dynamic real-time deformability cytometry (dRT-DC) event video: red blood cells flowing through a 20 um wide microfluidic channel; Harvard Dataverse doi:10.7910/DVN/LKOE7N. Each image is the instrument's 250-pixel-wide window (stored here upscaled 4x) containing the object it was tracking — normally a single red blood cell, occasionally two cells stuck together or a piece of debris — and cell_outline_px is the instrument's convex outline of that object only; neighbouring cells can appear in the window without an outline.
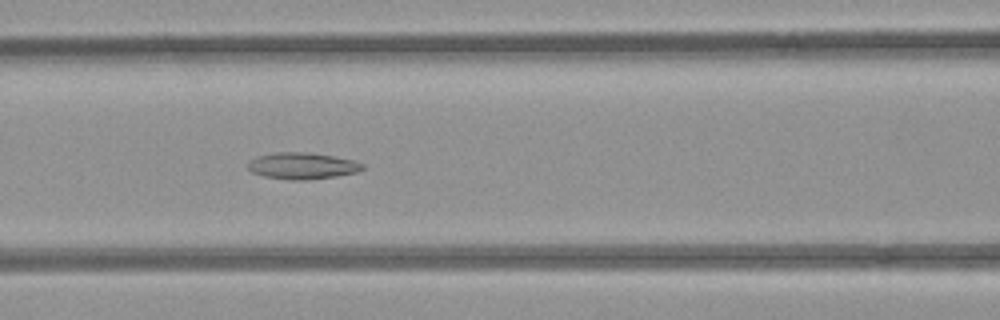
{"species": "common noctule bat (a hibernating species)", "species_latin": "Nyctalus noctula", "temperature_condition": "room temperature", "stored_images_in_passage": 40, "camera_frame_rate_fps": 3000, "um_per_image_px": 0.085, "animal": {"sex": "female", "body_mass_g": 21.9}, "frame": {"image": 1, "passage_image": 10, "time_ms": 3.0, "image_size_px": [1000, 320], "cell_outline_px": [[364, 168], [356, 172], [336, 176], [308, 180], [292, 180], [264, 176], [252, 172], [248, 168], [248, 164], [256, 156], [276, 152], [304, 152], [332, 156], [356, 160], [364, 164]], "centroid_in_image_um": [25.71, 14.09], "position_along_channel_um": 140.9, "area_um2": 17.63}}
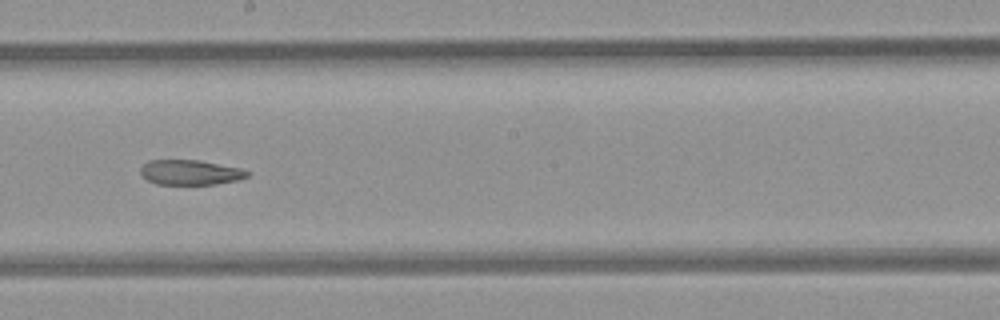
{"frame": {"image": 2, "passage_image": 17, "time_ms": 5.333, "image_size_px": [1000, 320], "cell_outline_px": [[252, 172], [248, 176], [240, 180], [216, 184], [156, 184], [140, 176], [140, 168], [148, 160], [196, 160], [240, 168]], "centroid_in_image_um": [16.17, 14.66], "position_along_channel_um": 232.0, "area_um2": 15.61}}
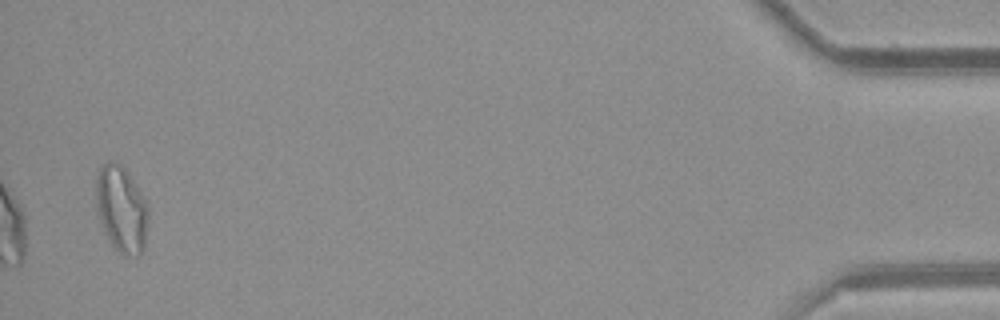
{"frame": {"image": 3, "passage_image": 39, "time_ms": 12.667, "image_size_px": [1000, 320], "cell_outline_px": [[148, 228], [144, 248], [136, 256], [124, 256], [112, 244], [104, 232], [100, 220], [96, 204], [96, 172], [104, 164], [112, 160], [116, 160], [124, 168], [136, 184], [148, 208]], "centroid_in_image_um": [10.32, 17.77], "position_along_channel_um": 424.9, "area_um2": 26.3}}